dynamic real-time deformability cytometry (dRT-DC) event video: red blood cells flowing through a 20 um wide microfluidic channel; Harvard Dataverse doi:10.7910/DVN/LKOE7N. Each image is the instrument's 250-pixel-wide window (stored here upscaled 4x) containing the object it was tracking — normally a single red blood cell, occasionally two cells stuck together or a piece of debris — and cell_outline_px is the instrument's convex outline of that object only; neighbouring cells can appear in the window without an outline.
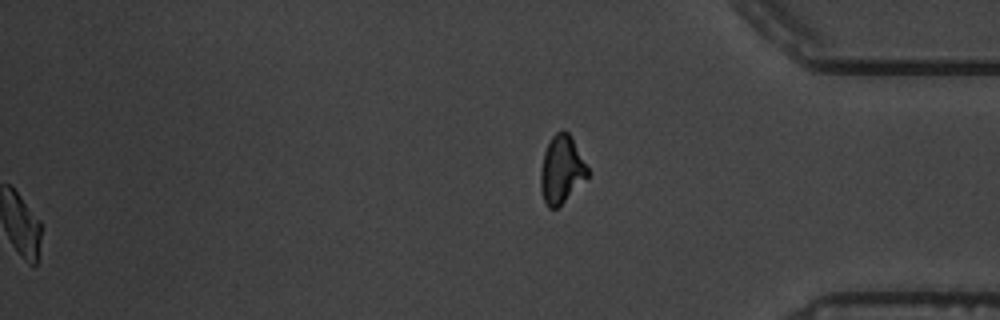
{"species": "common noctule bat (a hibernating species)", "species_latin": "Nyctalus noctula", "temperature_condition": "warm", "stored_images_in_passage": 56, "segment_of_instrument_passage": [2, 2], "camera_frame_rate_fps": 3000, "um_per_image_px": 0.085, "animal": {"sex": "male", "body_mass_g": 19.5, "forearm_length_mm": 54.6}, "frame": {"image": 1, "passage_image": 56, "time_ms": 18.333, "image_size_px": [1000, 320], "cell_outline_px": [[588, 176], [556, 208], [548, 208], [544, 200], [540, 188], [540, 168], [544, 152], [552, 136], [556, 132], [564, 128], [572, 136], [588, 168]], "centroid_in_image_um": [47.71, 14.36], "position_along_channel_um": 387.5, "area_um2": 18.38}}